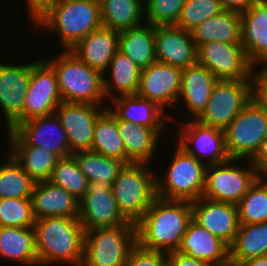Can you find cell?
I'll use <instances>...</instances> for the list:
<instances>
[{
	"label": "cell",
	"mask_w": 267,
	"mask_h": 266,
	"mask_svg": "<svg viewBox=\"0 0 267 266\" xmlns=\"http://www.w3.org/2000/svg\"><path fill=\"white\" fill-rule=\"evenodd\" d=\"M191 220V202L156 197L135 224L136 243L149 250L164 253L176 251Z\"/></svg>",
	"instance_id": "1"
},
{
	"label": "cell",
	"mask_w": 267,
	"mask_h": 266,
	"mask_svg": "<svg viewBox=\"0 0 267 266\" xmlns=\"http://www.w3.org/2000/svg\"><path fill=\"white\" fill-rule=\"evenodd\" d=\"M39 266H82L85 230L78 218L48 217L34 223ZM58 260V261H57Z\"/></svg>",
	"instance_id": "2"
},
{
	"label": "cell",
	"mask_w": 267,
	"mask_h": 266,
	"mask_svg": "<svg viewBox=\"0 0 267 266\" xmlns=\"http://www.w3.org/2000/svg\"><path fill=\"white\" fill-rule=\"evenodd\" d=\"M101 27L99 0H59L34 25V29L42 28L51 34L56 33L63 50H70L91 31Z\"/></svg>",
	"instance_id": "3"
},
{
	"label": "cell",
	"mask_w": 267,
	"mask_h": 266,
	"mask_svg": "<svg viewBox=\"0 0 267 266\" xmlns=\"http://www.w3.org/2000/svg\"><path fill=\"white\" fill-rule=\"evenodd\" d=\"M44 58L55 70L59 93L64 102L104 106L103 74L81 61L70 50ZM51 56V57H50ZM104 101V102H103Z\"/></svg>",
	"instance_id": "4"
},
{
	"label": "cell",
	"mask_w": 267,
	"mask_h": 266,
	"mask_svg": "<svg viewBox=\"0 0 267 266\" xmlns=\"http://www.w3.org/2000/svg\"><path fill=\"white\" fill-rule=\"evenodd\" d=\"M149 164L129 163L120 170L111 185L119 211L136 224L151 206L156 196V176Z\"/></svg>",
	"instance_id": "5"
},
{
	"label": "cell",
	"mask_w": 267,
	"mask_h": 266,
	"mask_svg": "<svg viewBox=\"0 0 267 266\" xmlns=\"http://www.w3.org/2000/svg\"><path fill=\"white\" fill-rule=\"evenodd\" d=\"M176 145V152L168 169H165L166 176L160 179L156 175V196L166 200L193 202L202 197L206 165Z\"/></svg>",
	"instance_id": "6"
},
{
	"label": "cell",
	"mask_w": 267,
	"mask_h": 266,
	"mask_svg": "<svg viewBox=\"0 0 267 266\" xmlns=\"http://www.w3.org/2000/svg\"><path fill=\"white\" fill-rule=\"evenodd\" d=\"M136 244L132 222L85 231L82 266H126L130 249Z\"/></svg>",
	"instance_id": "7"
},
{
	"label": "cell",
	"mask_w": 267,
	"mask_h": 266,
	"mask_svg": "<svg viewBox=\"0 0 267 266\" xmlns=\"http://www.w3.org/2000/svg\"><path fill=\"white\" fill-rule=\"evenodd\" d=\"M230 159L251 160L267 138V108L253 99L224 129Z\"/></svg>",
	"instance_id": "8"
},
{
	"label": "cell",
	"mask_w": 267,
	"mask_h": 266,
	"mask_svg": "<svg viewBox=\"0 0 267 266\" xmlns=\"http://www.w3.org/2000/svg\"><path fill=\"white\" fill-rule=\"evenodd\" d=\"M238 161L242 162V160L230 159L225 163L207 165L202 197L237 205L260 176L250 160H244L248 165L244 167L239 166Z\"/></svg>",
	"instance_id": "9"
},
{
	"label": "cell",
	"mask_w": 267,
	"mask_h": 266,
	"mask_svg": "<svg viewBox=\"0 0 267 266\" xmlns=\"http://www.w3.org/2000/svg\"><path fill=\"white\" fill-rule=\"evenodd\" d=\"M61 102L54 68L44 58L30 62V81L22 115L6 131L26 120L55 113Z\"/></svg>",
	"instance_id": "10"
},
{
	"label": "cell",
	"mask_w": 267,
	"mask_h": 266,
	"mask_svg": "<svg viewBox=\"0 0 267 266\" xmlns=\"http://www.w3.org/2000/svg\"><path fill=\"white\" fill-rule=\"evenodd\" d=\"M252 99V80H218L196 120L224 130Z\"/></svg>",
	"instance_id": "11"
},
{
	"label": "cell",
	"mask_w": 267,
	"mask_h": 266,
	"mask_svg": "<svg viewBox=\"0 0 267 266\" xmlns=\"http://www.w3.org/2000/svg\"><path fill=\"white\" fill-rule=\"evenodd\" d=\"M6 132L9 146L44 148L59 159L72 155L65 130L56 113L26 120Z\"/></svg>",
	"instance_id": "12"
},
{
	"label": "cell",
	"mask_w": 267,
	"mask_h": 266,
	"mask_svg": "<svg viewBox=\"0 0 267 266\" xmlns=\"http://www.w3.org/2000/svg\"><path fill=\"white\" fill-rule=\"evenodd\" d=\"M197 62L218 80H251L252 64L241 43L202 44L197 47Z\"/></svg>",
	"instance_id": "13"
},
{
	"label": "cell",
	"mask_w": 267,
	"mask_h": 266,
	"mask_svg": "<svg viewBox=\"0 0 267 266\" xmlns=\"http://www.w3.org/2000/svg\"><path fill=\"white\" fill-rule=\"evenodd\" d=\"M187 121V123L183 120L177 122L181 132L177 133L179 139L177 138L178 142L176 143L181 148L206 166L230 160L225 146L224 130L203 125L197 120Z\"/></svg>",
	"instance_id": "14"
},
{
	"label": "cell",
	"mask_w": 267,
	"mask_h": 266,
	"mask_svg": "<svg viewBox=\"0 0 267 266\" xmlns=\"http://www.w3.org/2000/svg\"><path fill=\"white\" fill-rule=\"evenodd\" d=\"M78 219L85 231L129 222L119 211L111 185L100 181L88 183L87 192L79 200Z\"/></svg>",
	"instance_id": "15"
},
{
	"label": "cell",
	"mask_w": 267,
	"mask_h": 266,
	"mask_svg": "<svg viewBox=\"0 0 267 266\" xmlns=\"http://www.w3.org/2000/svg\"><path fill=\"white\" fill-rule=\"evenodd\" d=\"M106 109L107 106L90 103L62 101L59 104L55 113L65 130L72 154L92 150L95 122Z\"/></svg>",
	"instance_id": "16"
},
{
	"label": "cell",
	"mask_w": 267,
	"mask_h": 266,
	"mask_svg": "<svg viewBox=\"0 0 267 266\" xmlns=\"http://www.w3.org/2000/svg\"><path fill=\"white\" fill-rule=\"evenodd\" d=\"M182 71V68L155 61L142 70L136 94L155 102L166 112V108L179 102Z\"/></svg>",
	"instance_id": "17"
},
{
	"label": "cell",
	"mask_w": 267,
	"mask_h": 266,
	"mask_svg": "<svg viewBox=\"0 0 267 266\" xmlns=\"http://www.w3.org/2000/svg\"><path fill=\"white\" fill-rule=\"evenodd\" d=\"M191 204L192 219L230 247L240 227L237 205L205 197Z\"/></svg>",
	"instance_id": "18"
},
{
	"label": "cell",
	"mask_w": 267,
	"mask_h": 266,
	"mask_svg": "<svg viewBox=\"0 0 267 266\" xmlns=\"http://www.w3.org/2000/svg\"><path fill=\"white\" fill-rule=\"evenodd\" d=\"M156 61L185 69L197 63V47L190 31L176 25L155 26Z\"/></svg>",
	"instance_id": "19"
},
{
	"label": "cell",
	"mask_w": 267,
	"mask_h": 266,
	"mask_svg": "<svg viewBox=\"0 0 267 266\" xmlns=\"http://www.w3.org/2000/svg\"><path fill=\"white\" fill-rule=\"evenodd\" d=\"M29 81L30 63L0 62V108L6 119V129L22 115Z\"/></svg>",
	"instance_id": "20"
},
{
	"label": "cell",
	"mask_w": 267,
	"mask_h": 266,
	"mask_svg": "<svg viewBox=\"0 0 267 266\" xmlns=\"http://www.w3.org/2000/svg\"><path fill=\"white\" fill-rule=\"evenodd\" d=\"M178 251L212 266H231L230 247L193 219L182 237Z\"/></svg>",
	"instance_id": "21"
},
{
	"label": "cell",
	"mask_w": 267,
	"mask_h": 266,
	"mask_svg": "<svg viewBox=\"0 0 267 266\" xmlns=\"http://www.w3.org/2000/svg\"><path fill=\"white\" fill-rule=\"evenodd\" d=\"M112 107L108 106L107 109L120 120L130 122L134 125L144 126L147 128H165L166 122L175 121L160 108L155 102L135 95H122L115 97L111 100Z\"/></svg>",
	"instance_id": "22"
},
{
	"label": "cell",
	"mask_w": 267,
	"mask_h": 266,
	"mask_svg": "<svg viewBox=\"0 0 267 266\" xmlns=\"http://www.w3.org/2000/svg\"><path fill=\"white\" fill-rule=\"evenodd\" d=\"M30 199L35 220L48 217L78 218L79 201L48 180L35 183Z\"/></svg>",
	"instance_id": "23"
},
{
	"label": "cell",
	"mask_w": 267,
	"mask_h": 266,
	"mask_svg": "<svg viewBox=\"0 0 267 266\" xmlns=\"http://www.w3.org/2000/svg\"><path fill=\"white\" fill-rule=\"evenodd\" d=\"M119 32L106 27L91 31L70 51L89 67L106 75L110 61L118 51Z\"/></svg>",
	"instance_id": "24"
},
{
	"label": "cell",
	"mask_w": 267,
	"mask_h": 266,
	"mask_svg": "<svg viewBox=\"0 0 267 266\" xmlns=\"http://www.w3.org/2000/svg\"><path fill=\"white\" fill-rule=\"evenodd\" d=\"M242 45L248 61L253 65L267 62V4L257 0L240 13Z\"/></svg>",
	"instance_id": "25"
},
{
	"label": "cell",
	"mask_w": 267,
	"mask_h": 266,
	"mask_svg": "<svg viewBox=\"0 0 267 266\" xmlns=\"http://www.w3.org/2000/svg\"><path fill=\"white\" fill-rule=\"evenodd\" d=\"M217 81L218 79L198 62L183 69L179 98L185 102L183 104L192 120H196L205 110Z\"/></svg>",
	"instance_id": "26"
},
{
	"label": "cell",
	"mask_w": 267,
	"mask_h": 266,
	"mask_svg": "<svg viewBox=\"0 0 267 266\" xmlns=\"http://www.w3.org/2000/svg\"><path fill=\"white\" fill-rule=\"evenodd\" d=\"M117 128L125 146L126 164L152 163L165 128H147L120 119Z\"/></svg>",
	"instance_id": "27"
},
{
	"label": "cell",
	"mask_w": 267,
	"mask_h": 266,
	"mask_svg": "<svg viewBox=\"0 0 267 266\" xmlns=\"http://www.w3.org/2000/svg\"><path fill=\"white\" fill-rule=\"evenodd\" d=\"M190 32L196 47L212 41L242 43L240 13L223 10L199 24Z\"/></svg>",
	"instance_id": "28"
},
{
	"label": "cell",
	"mask_w": 267,
	"mask_h": 266,
	"mask_svg": "<svg viewBox=\"0 0 267 266\" xmlns=\"http://www.w3.org/2000/svg\"><path fill=\"white\" fill-rule=\"evenodd\" d=\"M145 23L119 32L118 50L141 70L156 61L155 26Z\"/></svg>",
	"instance_id": "29"
},
{
	"label": "cell",
	"mask_w": 267,
	"mask_h": 266,
	"mask_svg": "<svg viewBox=\"0 0 267 266\" xmlns=\"http://www.w3.org/2000/svg\"><path fill=\"white\" fill-rule=\"evenodd\" d=\"M39 266L34 227H0V258Z\"/></svg>",
	"instance_id": "30"
},
{
	"label": "cell",
	"mask_w": 267,
	"mask_h": 266,
	"mask_svg": "<svg viewBox=\"0 0 267 266\" xmlns=\"http://www.w3.org/2000/svg\"><path fill=\"white\" fill-rule=\"evenodd\" d=\"M110 70V71H109ZM103 75V92L105 98L113 99L122 95H135L139 87L142 70L125 54L117 51ZM115 89V93L113 90ZM117 91V92H116ZM117 93V95H115Z\"/></svg>",
	"instance_id": "31"
},
{
	"label": "cell",
	"mask_w": 267,
	"mask_h": 266,
	"mask_svg": "<svg viewBox=\"0 0 267 266\" xmlns=\"http://www.w3.org/2000/svg\"><path fill=\"white\" fill-rule=\"evenodd\" d=\"M264 255H267V222L240 224L230 246L231 266H238L246 260Z\"/></svg>",
	"instance_id": "32"
},
{
	"label": "cell",
	"mask_w": 267,
	"mask_h": 266,
	"mask_svg": "<svg viewBox=\"0 0 267 266\" xmlns=\"http://www.w3.org/2000/svg\"><path fill=\"white\" fill-rule=\"evenodd\" d=\"M99 1L103 27L120 32L145 23L144 0Z\"/></svg>",
	"instance_id": "33"
},
{
	"label": "cell",
	"mask_w": 267,
	"mask_h": 266,
	"mask_svg": "<svg viewBox=\"0 0 267 266\" xmlns=\"http://www.w3.org/2000/svg\"><path fill=\"white\" fill-rule=\"evenodd\" d=\"M92 151L126 164V151L118 132L117 118L108 109L95 122Z\"/></svg>",
	"instance_id": "34"
},
{
	"label": "cell",
	"mask_w": 267,
	"mask_h": 266,
	"mask_svg": "<svg viewBox=\"0 0 267 266\" xmlns=\"http://www.w3.org/2000/svg\"><path fill=\"white\" fill-rule=\"evenodd\" d=\"M8 149L23 171L35 182L47 181L59 159L52 152L36 146H9Z\"/></svg>",
	"instance_id": "35"
},
{
	"label": "cell",
	"mask_w": 267,
	"mask_h": 266,
	"mask_svg": "<svg viewBox=\"0 0 267 266\" xmlns=\"http://www.w3.org/2000/svg\"><path fill=\"white\" fill-rule=\"evenodd\" d=\"M89 182L100 181L112 185L125 163L92 150L72 154Z\"/></svg>",
	"instance_id": "36"
},
{
	"label": "cell",
	"mask_w": 267,
	"mask_h": 266,
	"mask_svg": "<svg viewBox=\"0 0 267 266\" xmlns=\"http://www.w3.org/2000/svg\"><path fill=\"white\" fill-rule=\"evenodd\" d=\"M6 161L0 165V199H30L36 182L23 171L10 153Z\"/></svg>",
	"instance_id": "37"
},
{
	"label": "cell",
	"mask_w": 267,
	"mask_h": 266,
	"mask_svg": "<svg viewBox=\"0 0 267 266\" xmlns=\"http://www.w3.org/2000/svg\"><path fill=\"white\" fill-rule=\"evenodd\" d=\"M267 179L259 176L237 204L240 224L267 222Z\"/></svg>",
	"instance_id": "38"
},
{
	"label": "cell",
	"mask_w": 267,
	"mask_h": 266,
	"mask_svg": "<svg viewBox=\"0 0 267 266\" xmlns=\"http://www.w3.org/2000/svg\"><path fill=\"white\" fill-rule=\"evenodd\" d=\"M48 181L60 186L78 201L87 192L89 183L73 155L58 159Z\"/></svg>",
	"instance_id": "39"
},
{
	"label": "cell",
	"mask_w": 267,
	"mask_h": 266,
	"mask_svg": "<svg viewBox=\"0 0 267 266\" xmlns=\"http://www.w3.org/2000/svg\"><path fill=\"white\" fill-rule=\"evenodd\" d=\"M223 10L221 0H186L175 25L186 31H192L196 26Z\"/></svg>",
	"instance_id": "40"
},
{
	"label": "cell",
	"mask_w": 267,
	"mask_h": 266,
	"mask_svg": "<svg viewBox=\"0 0 267 266\" xmlns=\"http://www.w3.org/2000/svg\"><path fill=\"white\" fill-rule=\"evenodd\" d=\"M31 199H0V227H34Z\"/></svg>",
	"instance_id": "41"
},
{
	"label": "cell",
	"mask_w": 267,
	"mask_h": 266,
	"mask_svg": "<svg viewBox=\"0 0 267 266\" xmlns=\"http://www.w3.org/2000/svg\"><path fill=\"white\" fill-rule=\"evenodd\" d=\"M186 0H144L145 22L153 26L175 25Z\"/></svg>",
	"instance_id": "42"
},
{
	"label": "cell",
	"mask_w": 267,
	"mask_h": 266,
	"mask_svg": "<svg viewBox=\"0 0 267 266\" xmlns=\"http://www.w3.org/2000/svg\"><path fill=\"white\" fill-rule=\"evenodd\" d=\"M167 253L142 248L137 243L130 249L126 266H165Z\"/></svg>",
	"instance_id": "43"
},
{
	"label": "cell",
	"mask_w": 267,
	"mask_h": 266,
	"mask_svg": "<svg viewBox=\"0 0 267 266\" xmlns=\"http://www.w3.org/2000/svg\"><path fill=\"white\" fill-rule=\"evenodd\" d=\"M258 65H262L260 70H257ZM251 80L253 100L262 107L267 108V62H259L252 65Z\"/></svg>",
	"instance_id": "44"
},
{
	"label": "cell",
	"mask_w": 267,
	"mask_h": 266,
	"mask_svg": "<svg viewBox=\"0 0 267 266\" xmlns=\"http://www.w3.org/2000/svg\"><path fill=\"white\" fill-rule=\"evenodd\" d=\"M28 7L29 21L34 26L45 14H47L59 0H25ZM28 4V5H27Z\"/></svg>",
	"instance_id": "45"
},
{
	"label": "cell",
	"mask_w": 267,
	"mask_h": 266,
	"mask_svg": "<svg viewBox=\"0 0 267 266\" xmlns=\"http://www.w3.org/2000/svg\"><path fill=\"white\" fill-rule=\"evenodd\" d=\"M168 263L171 266H212L211 264L199 259H195L188 254L178 250L167 253Z\"/></svg>",
	"instance_id": "46"
},
{
	"label": "cell",
	"mask_w": 267,
	"mask_h": 266,
	"mask_svg": "<svg viewBox=\"0 0 267 266\" xmlns=\"http://www.w3.org/2000/svg\"><path fill=\"white\" fill-rule=\"evenodd\" d=\"M250 162L260 176H267V138L261 143Z\"/></svg>",
	"instance_id": "47"
},
{
	"label": "cell",
	"mask_w": 267,
	"mask_h": 266,
	"mask_svg": "<svg viewBox=\"0 0 267 266\" xmlns=\"http://www.w3.org/2000/svg\"><path fill=\"white\" fill-rule=\"evenodd\" d=\"M257 0H221L224 10L242 13L248 10Z\"/></svg>",
	"instance_id": "48"
},
{
	"label": "cell",
	"mask_w": 267,
	"mask_h": 266,
	"mask_svg": "<svg viewBox=\"0 0 267 266\" xmlns=\"http://www.w3.org/2000/svg\"><path fill=\"white\" fill-rule=\"evenodd\" d=\"M238 266H267V255L251 258L240 263Z\"/></svg>",
	"instance_id": "49"
}]
</instances>
